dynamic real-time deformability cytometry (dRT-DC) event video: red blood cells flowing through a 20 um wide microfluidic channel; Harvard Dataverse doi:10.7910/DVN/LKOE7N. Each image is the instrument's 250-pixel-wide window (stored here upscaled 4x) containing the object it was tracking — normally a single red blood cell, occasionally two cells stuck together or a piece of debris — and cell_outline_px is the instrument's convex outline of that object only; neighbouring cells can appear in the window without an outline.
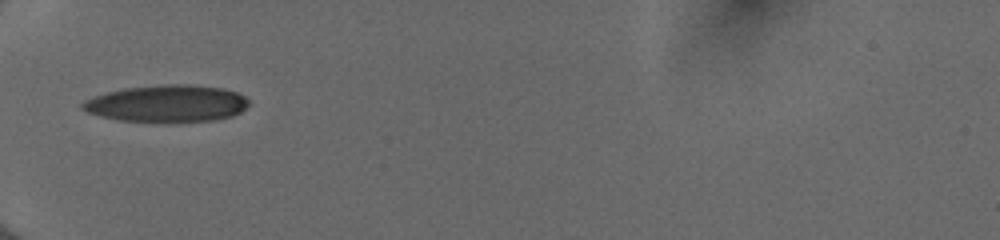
{"species": "human", "species_latin": "Homo sapiens", "temperature_condition": "cold", "stored_images_in_passage": 30, "camera_frame_rate_fps": 3000, "um_per_image_px": 0.085, "donor": {"sex": "female"}, "frame": {"image": 1, "passage_image": 1, "time_ms": 0.0, "image_size_px": [1000, 240], "cell_outline_px": [[252, 104], [240, 112], [232, 116], [212, 120], [176, 124], [116, 120], [100, 116], [88, 112], [80, 108], [80, 104], [84, 100], [108, 92], [124, 88], [168, 84], [188, 84], [224, 88], [236, 92], [244, 96]], "centroid_in_image_um": [14.21, 8.83], "position_along_channel_um": 70.8, "area_um2": 36.65}}
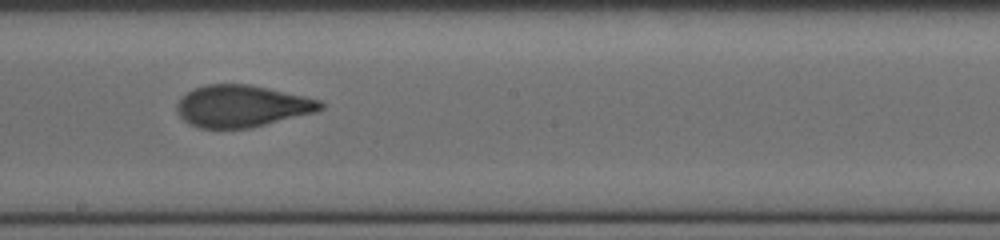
{"frame": {"image": 2, "passage_image": 13, "time_ms": 4.0, "image_size_px": [1000, 240], "cell_outline_px": [[324, 108], [316, 112], [248, 128], [200, 128], [188, 124], [180, 116], [176, 108], [176, 104], [188, 92], [196, 88], [208, 84], [248, 84], [304, 96], [320, 100], [324, 104]], "centroid_in_image_um": [20.56, 9.02], "position_along_channel_um": 227.6, "area_um2": 34.68}}
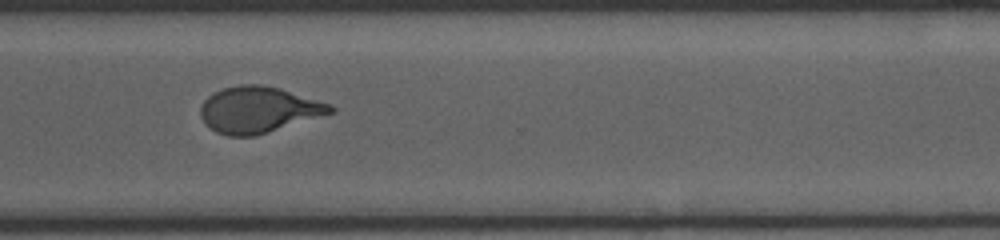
{"frame": {"image": 3, "passage_image": 22, "time_ms": 7.0, "image_size_px": [1000, 240], "cell_outline_px": [[336, 112], [256, 136], [228, 136], [216, 132], [200, 116], [200, 108], [204, 100], [212, 92], [224, 88], [240, 84], [260, 84], [280, 88], [332, 104], [336, 108]], "centroid_in_image_um": [22.01, 9.32], "position_along_channel_um": 348.6, "area_um2": 35.14}, "authors_computed_cell_mechanics": {"area_um2": 35.1135, "velocity_mm_per_s": 4.0588, "shape_relaxation_time_tau1_ms": 4.9096, "shape_relaxation_time_tau2_ms": 1.018, "deformation_change_tau1": 0.2059, "deformation_change_tau2": 0.0776}}